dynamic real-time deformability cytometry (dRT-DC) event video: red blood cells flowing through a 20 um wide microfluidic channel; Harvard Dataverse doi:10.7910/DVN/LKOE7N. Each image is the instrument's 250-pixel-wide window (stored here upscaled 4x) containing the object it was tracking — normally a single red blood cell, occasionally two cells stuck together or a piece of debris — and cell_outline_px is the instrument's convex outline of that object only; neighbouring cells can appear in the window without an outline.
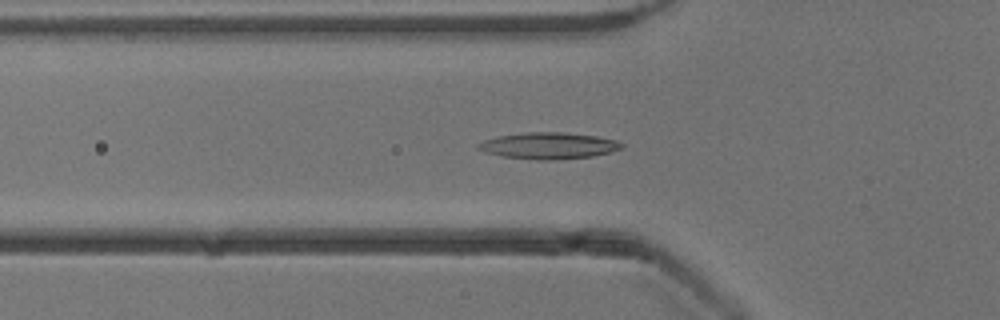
{"species": "common noctule bat (a hibernating species)", "species_latin": "Nyctalus noctula", "temperature_condition": "cold", "stored_images_in_passage": 53, "camera_frame_rate_fps": 3000, "um_per_image_px": 0.085, "animal": {"sex": "male", "body_mass_g": 13.3}, "frame": {"image": 1, "passage_image": 18, "time_ms": 5.667, "image_size_px": [1000, 320], "cell_outline_px": [[624, 148], [612, 152], [592, 156], [556, 160], [536, 160], [500, 156], [484, 152], [476, 148], [476, 144], [484, 140], [496, 136], [528, 132], [560, 132], [596, 136], [616, 140], [624, 144]], "centroid_in_image_um": [46.62, 12.39], "position_along_channel_um": 79.2, "area_um2": 22.37}}
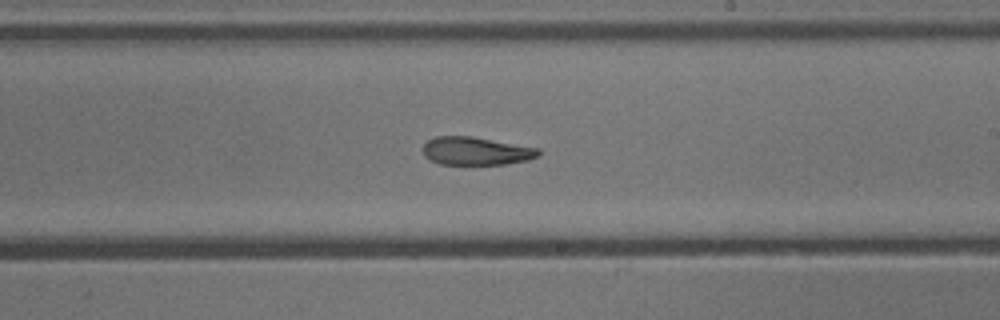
{"frame": {"image": 2, "passage_image": 31, "time_ms": 10.0, "image_size_px": [1000, 320], "cell_outline_px": [[540, 156], [528, 160], [504, 164], [440, 164], [424, 156], [424, 144], [428, 140], [436, 136], [472, 136], [540, 148]], "centroid_in_image_um": [40.5, 12.83], "position_along_channel_um": 248.5, "area_um2": 18.9}}
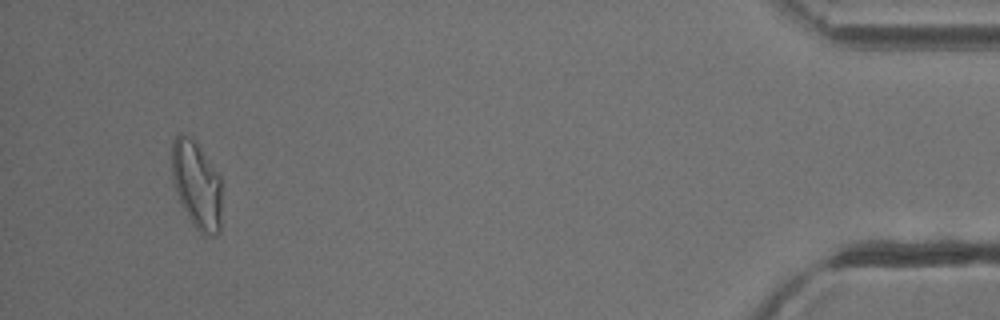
{"frame": {"image": 3, "passage_image": 50, "time_ms": 16.333, "image_size_px": [1000, 320], "cell_outline_px": [[220, 232], [216, 236], [204, 236], [192, 224], [176, 192], [172, 180], [172, 140], [180, 132], [188, 136], [200, 148], [220, 176]], "centroid_in_image_um": [16.71, 15.74], "position_along_channel_um": 418.5, "area_um2": 25.26}, "authors_computed_cell_mechanics": {"area_um2": 21.1548, "velocity_mm_per_s": 3.8817, "shape_relaxation_time_tau1_ms": null, "shape_relaxation_time_tau2_ms": 8.0407, "deformation_change_tau1": null, "deformation_change_tau2": 0.1974}}